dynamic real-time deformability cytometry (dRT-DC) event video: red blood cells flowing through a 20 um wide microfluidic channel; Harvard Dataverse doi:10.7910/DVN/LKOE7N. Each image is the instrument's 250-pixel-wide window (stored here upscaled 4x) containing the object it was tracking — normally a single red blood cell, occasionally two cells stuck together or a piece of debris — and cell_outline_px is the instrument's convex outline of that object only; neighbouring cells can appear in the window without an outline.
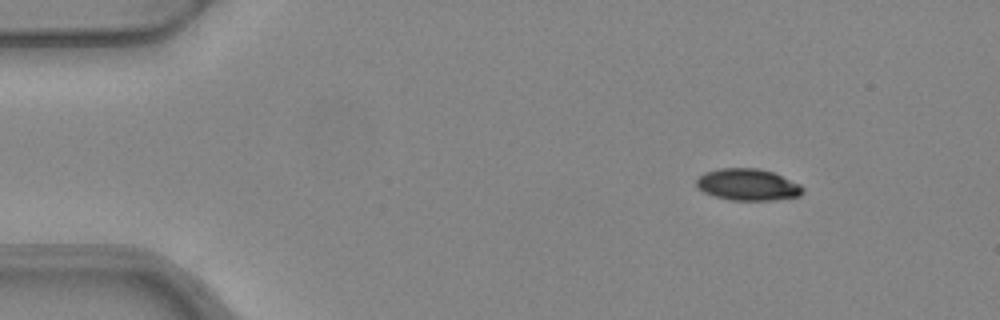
{"species": "common noctule bat (a hibernating species)", "species_latin": "Nyctalus noctula", "temperature_condition": "warm", "stored_images_in_passage": 6, "camera_frame_rate_fps": 3000, "um_per_image_px": 0.085, "animal": {"sex": "female", "body_mass_g": 24.6, "forearm_length_mm": 56.2}, "frame": {"image": 1, "passage_image": 1, "time_ms": 0.0, "image_size_px": [1000, 320], "cell_outline_px": [[804, 192], [800, 196], [772, 200], [728, 200], [704, 192], [696, 184], [696, 180], [704, 172], [720, 168], [756, 168], [772, 172], [800, 184], [804, 188]], "centroid_in_image_um": [63.57, 15.69], "position_along_channel_um": 21.4, "area_um2": 19.54}}
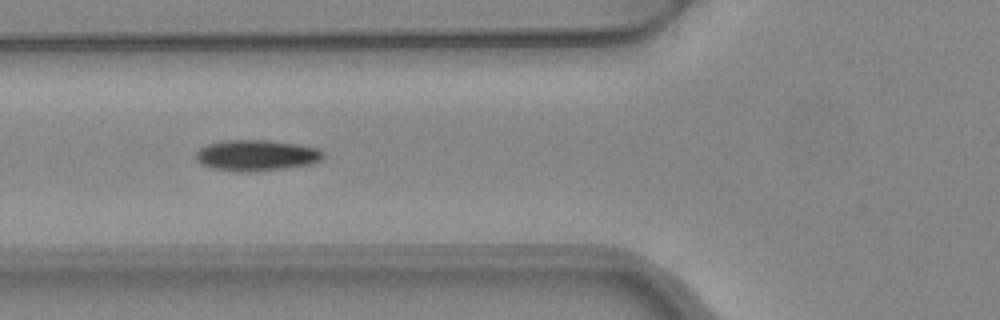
{"frame": {"image": 2, "passage_image": 4, "time_ms": 1.0, "image_size_px": [1000, 320], "cell_outline_px": [[324, 156], [320, 160], [312, 164], [284, 168], [248, 172], [240, 172], [212, 168], [200, 164], [196, 160], [196, 152], [200, 148], [208, 144], [224, 140], [268, 140], [300, 144], [316, 148], [324, 152]], "centroid_in_image_um": [21.79, 13.2], "position_along_channel_um": 104.0, "area_um2": 23.06}}
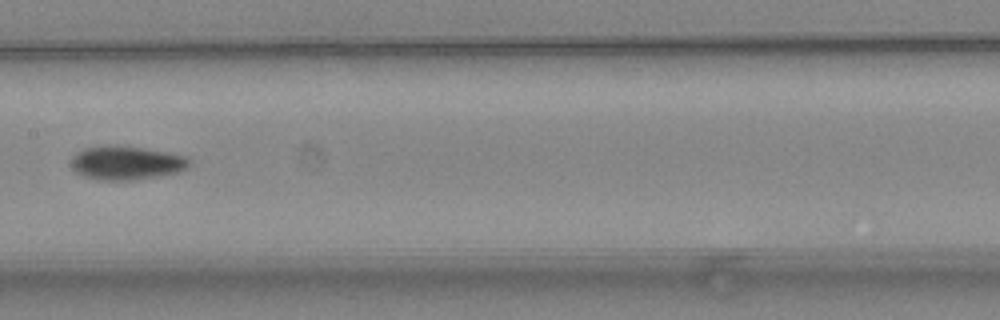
{"frame": {"image": 3, "passage_image": 6, "time_ms": 1.667, "image_size_px": [1000, 320], "cell_outline_px": [[188, 164], [180, 172], [160, 176], [132, 180], [96, 180], [84, 176], [76, 172], [72, 168], [72, 156], [76, 152], [84, 148], [112, 144], [144, 148], [168, 152], [184, 156], [188, 160]], "centroid_in_image_um": [10.69, 13.84], "position_along_channel_um": 196.7, "area_um2": 23.29}}